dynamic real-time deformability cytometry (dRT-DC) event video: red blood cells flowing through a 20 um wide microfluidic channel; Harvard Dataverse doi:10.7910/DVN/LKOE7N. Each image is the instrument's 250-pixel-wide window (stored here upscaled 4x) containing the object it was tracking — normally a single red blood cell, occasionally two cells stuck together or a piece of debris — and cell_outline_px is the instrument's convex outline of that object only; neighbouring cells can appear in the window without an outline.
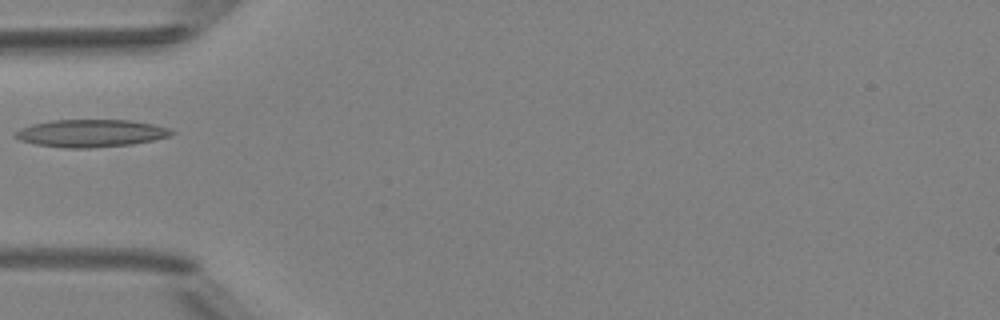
{"species": "Egyptian fruit bat (a non-hibernating species)", "species_latin": "Rousettus aegyptiacus", "temperature_condition": "room temperature", "stored_images_in_passage": 2, "camera_frame_rate_fps": 3000, "um_per_image_px": 0.085, "animal": {"sex": "female"}, "frame": {"image": 1, "passage_image": 1, "time_ms": 0.0, "image_size_px": [1000, 320], "cell_outline_px": [[176, 132], [168, 136], [152, 140], [132, 144], [92, 148], [64, 148], [36, 144], [20, 140], [12, 136], [20, 128], [32, 124], [52, 120], [132, 120], [152, 124], [168, 128]], "centroid_in_image_um": [7.7, 11.32], "position_along_channel_um": 77.3, "area_um2": 25.03}}
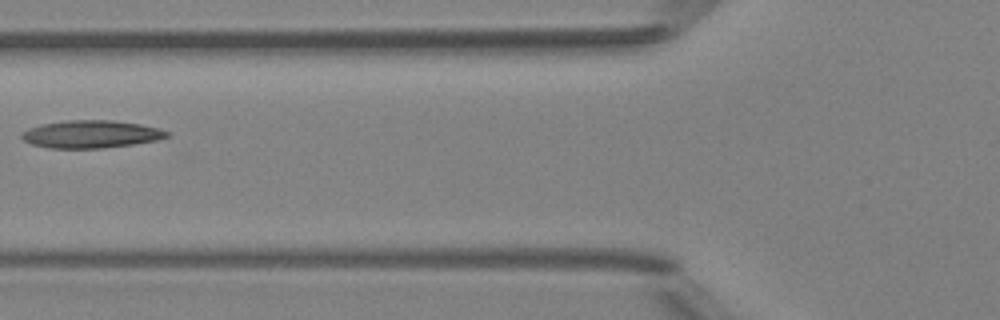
{"frame": {"image": 2, "passage_image": 2, "time_ms": 1.0, "image_size_px": [1000, 320], "cell_outline_px": [[172, 136], [156, 140], [132, 144], [104, 148], [48, 148], [32, 144], [24, 140], [20, 136], [20, 132], [28, 128], [40, 124], [64, 120], [112, 120], [140, 124], [160, 128], [168, 132]], "centroid_in_image_um": [7.72, 11.4], "position_along_channel_um": 118.1, "area_um2": 23.58}}